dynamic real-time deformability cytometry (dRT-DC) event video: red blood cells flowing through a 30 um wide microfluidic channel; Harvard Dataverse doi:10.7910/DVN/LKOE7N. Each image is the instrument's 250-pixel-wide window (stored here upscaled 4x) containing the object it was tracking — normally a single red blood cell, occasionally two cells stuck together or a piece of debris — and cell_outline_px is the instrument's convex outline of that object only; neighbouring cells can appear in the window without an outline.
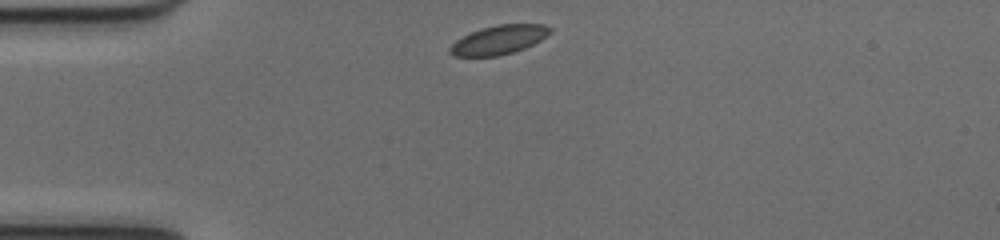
{"species": "common noctule bat (a hibernating species)", "species_latin": "Nyctalus noctula", "temperature_condition": "cold", "stored_images_in_passage": 40, "camera_frame_rate_fps": 3000, "um_per_image_px": 0.085, "animal": {"sex": "female", "body_mass_g": 17.0, "forearm_length_mm": 48.0}, "frame": {"image": 1, "passage_image": 1, "time_ms": 0.0, "image_size_px": [1000, 240], "cell_outline_px": [[552, 32], [540, 40], [524, 48], [512, 52], [496, 56], [456, 56], [448, 52], [448, 48], [456, 40], [480, 28], [496, 24], [544, 24], [552, 28]], "centroid_in_image_um": [42.41, 3.37], "position_along_channel_um": 42.6, "area_um2": 16.82}}
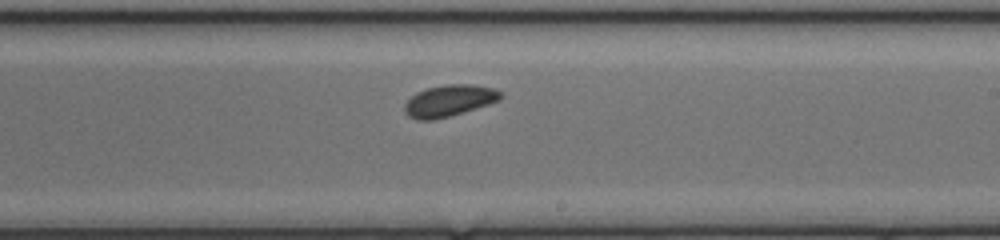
{"frame": {"image": 2, "passage_image": 19, "time_ms": 6.0, "image_size_px": [1000, 240], "cell_outline_px": [[504, 96], [500, 100], [488, 104], [448, 116], [432, 120], [416, 120], [408, 116], [404, 112], [404, 104], [416, 92], [428, 88], [444, 84], [472, 84], [496, 88], [504, 92]], "centroid_in_image_um": [38.2, 8.54], "position_along_channel_um": 250.8, "area_um2": 17.74}}
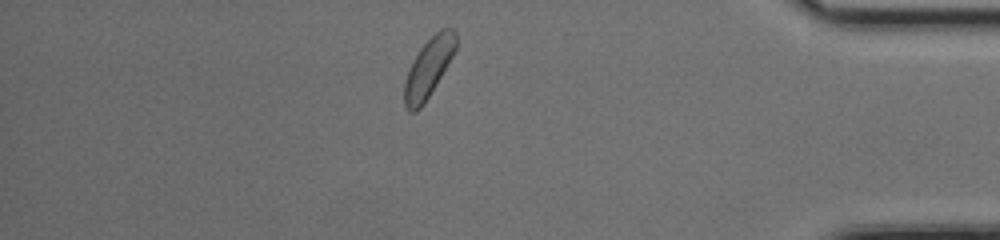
{"frame": {"image": 3, "passage_image": 33, "time_ms": 10.667, "image_size_px": [1000, 240], "cell_outline_px": [[456, 48], [452, 56], [428, 96], [420, 108], [416, 112], [408, 112], [404, 104], [404, 80], [408, 68], [412, 60], [420, 48], [440, 28], [456, 28]], "centroid_in_image_um": [36.39, 5.74], "position_along_channel_um": 398.8, "area_um2": 17.51}, "authors_computed_cell_mechanics": {"area_um2": 17.34, "velocity_mm_per_s": 3.9322, "shape_relaxation_time_tau1_ms": 1.9435, "shape_relaxation_time_tau2_ms": null, "deformation_change_tau1": 0.0384, "deformation_change_tau2": null}}